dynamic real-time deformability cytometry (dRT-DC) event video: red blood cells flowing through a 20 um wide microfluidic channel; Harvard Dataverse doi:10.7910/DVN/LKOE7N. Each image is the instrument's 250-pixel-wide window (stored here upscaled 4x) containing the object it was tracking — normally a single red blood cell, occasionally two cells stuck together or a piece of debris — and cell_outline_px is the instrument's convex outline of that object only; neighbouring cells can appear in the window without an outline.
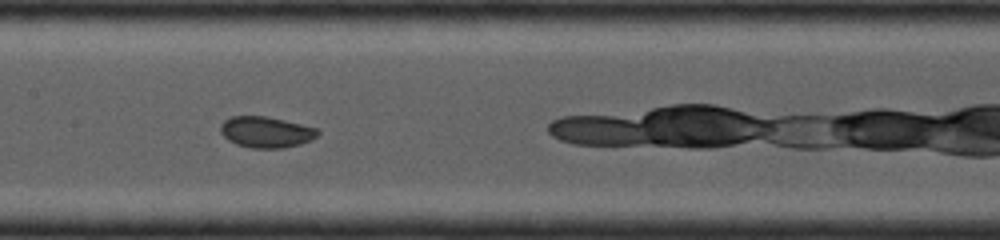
{"species": "common noctule bat (a hibernating species)", "species_latin": "Nyctalus noctula", "temperature_condition": "cold", "stored_images_in_passage": 47, "camera_frame_rate_fps": 4000, "um_per_image_px": 0.085, "animal": {"sex": "female", "body_mass_g": 19.0, "forearm_length_mm": 53.3}, "frame": {"image": 1, "passage_image": 19, "time_ms": 2.75, "image_size_px": [1000, 240], "cell_outline_px": [[320, 132], [312, 140], [300, 144], [284, 148], [252, 148], [236, 144], [228, 140], [220, 132], [220, 124], [224, 120], [232, 116], [268, 116], [320, 128]], "centroid_in_image_um": [22.64, 11.22], "position_along_channel_um": 184.8, "area_um2": 17.86}}